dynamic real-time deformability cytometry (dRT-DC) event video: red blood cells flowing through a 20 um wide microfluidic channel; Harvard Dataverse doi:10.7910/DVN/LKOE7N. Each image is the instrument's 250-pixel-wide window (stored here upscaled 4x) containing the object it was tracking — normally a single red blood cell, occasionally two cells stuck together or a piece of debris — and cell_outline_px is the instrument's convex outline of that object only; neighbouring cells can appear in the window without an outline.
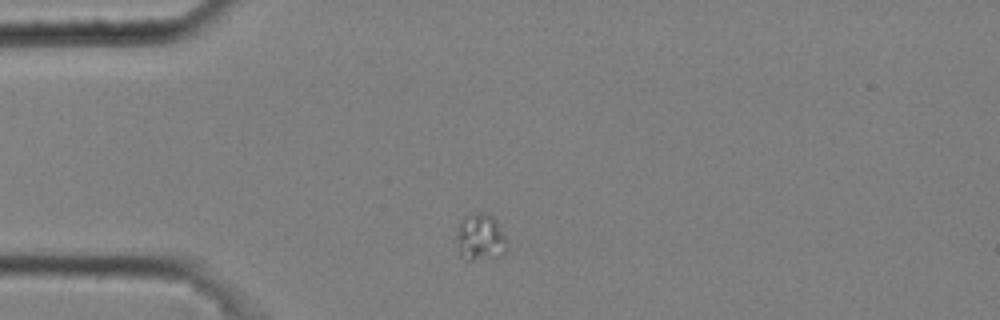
{"species": "common noctule bat (a hibernating species)", "species_latin": "Nyctalus noctula", "temperature_condition": "cold", "stored_images_in_passage": 8, "camera_frame_rate_fps": 3000, "um_per_image_px": 0.085, "animal": {"sex": "male", "body_mass_g": 20.4}, "frame": {"image": 1, "passage_image": 1, "time_ms": 0.0, "image_size_px": [1000, 320], "cell_outline_px": [[508, 244], [504, 252], [500, 256], [472, 260], [464, 260], [460, 256], [456, 244], [456, 236], [460, 220], [464, 216], [480, 212], [488, 212], [496, 220]], "centroid_in_image_um": [40.79, 20.17], "position_along_channel_um": 44.2, "area_um2": 13.93}}